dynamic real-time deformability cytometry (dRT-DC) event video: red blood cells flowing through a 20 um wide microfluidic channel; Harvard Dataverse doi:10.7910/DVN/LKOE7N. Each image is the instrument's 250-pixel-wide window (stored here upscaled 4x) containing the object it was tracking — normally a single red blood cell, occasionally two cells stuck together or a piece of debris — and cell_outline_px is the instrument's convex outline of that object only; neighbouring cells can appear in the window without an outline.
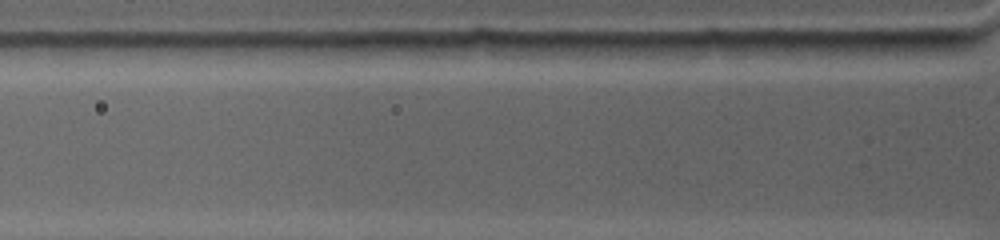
{"species": "common noctule bat (a hibernating species)", "species_latin": "Nyctalus noctula", "temperature_condition": "warm", "stored_images_in_passage": 2, "camera_frame_rate_fps": 4500, "um_per_image_px": 0.085, "animal": {"sex": "female", "body_mass_g": 19.0, "forearm_length_mm": 53.3}, "frame": {"image": 1, "passage_image": 2, "time_ms": 0.222, "image_size_px": [1000, 240], "cell_outline_px": [[972, 44], [968, 48], [956, 56], [896, 56], [828, 52], [828, 40], [972, 40]], "centroid_in_image_um": [76.53, 4.03], "position_along_channel_um": 49.3, "area_um2": 15.03}}